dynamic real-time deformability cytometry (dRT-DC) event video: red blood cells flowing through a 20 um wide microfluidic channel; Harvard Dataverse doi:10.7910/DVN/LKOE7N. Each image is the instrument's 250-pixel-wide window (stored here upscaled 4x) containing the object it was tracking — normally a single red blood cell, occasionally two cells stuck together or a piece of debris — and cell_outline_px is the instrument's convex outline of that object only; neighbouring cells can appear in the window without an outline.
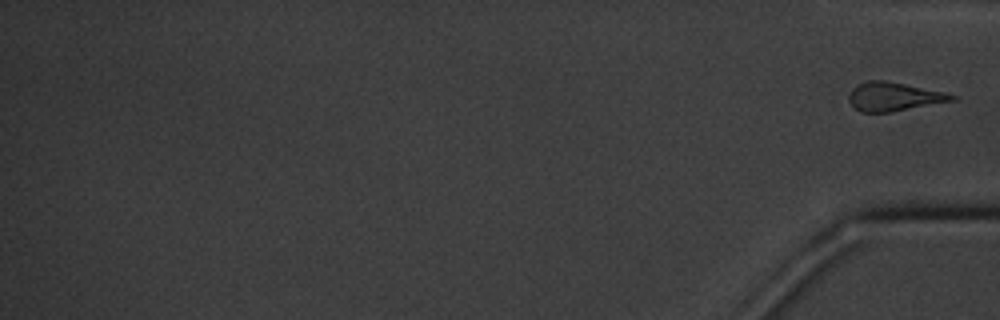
{"species": "common noctule bat (a hibernating species)", "species_latin": "Nyctalus noctula", "temperature_condition": "cold", "stored_images_in_passage": 17, "segment_of_instrument_passage": [2, 2], "camera_frame_rate_fps": 3000, "um_per_image_px": 0.085, "animal": {"sex": "male", "body_mass_g": 20.1, "forearm_length_mm": 53.5}, "frame": {"image": 1, "passage_image": 17, "time_ms": 19.333, "image_size_px": [1000, 320], "cell_outline_px": [[956, 100], [892, 112], [860, 112], [848, 100], [848, 96], [852, 88], [856, 84], [868, 80], [884, 80], [944, 92], [956, 96]], "centroid_in_image_um": [75.94, 8.21], "position_along_channel_um": 359.3, "area_um2": 17.17}}